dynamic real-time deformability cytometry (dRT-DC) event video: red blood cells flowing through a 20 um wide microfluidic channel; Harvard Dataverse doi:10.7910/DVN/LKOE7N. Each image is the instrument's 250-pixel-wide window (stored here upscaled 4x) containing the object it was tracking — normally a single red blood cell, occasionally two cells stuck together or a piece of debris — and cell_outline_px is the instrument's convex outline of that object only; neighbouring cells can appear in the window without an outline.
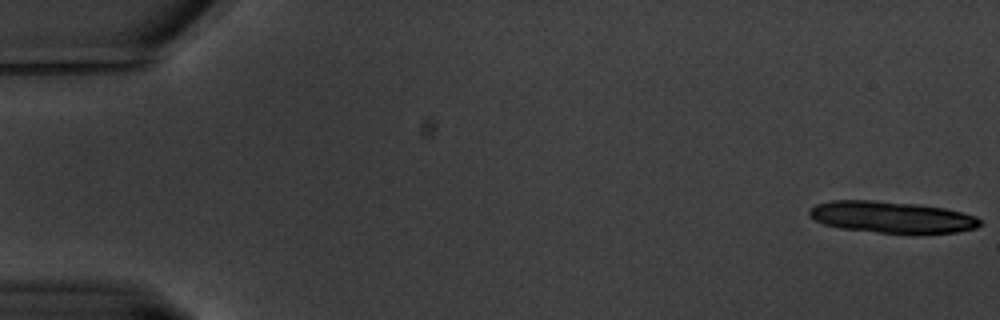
{"species": "common noctule bat (a hibernating species)", "species_latin": "Nyctalus noctula", "temperature_condition": "warm", "stored_images_in_passage": 16, "camera_frame_rate_fps": 3000, "um_per_image_px": 0.085, "animal": {"sex": "male", "body_mass_g": 20.1, "forearm_length_mm": 53.5}, "frame": {"image": 1, "passage_image": 1, "time_ms": 0.0, "image_size_px": [1000, 320], "cell_outline_px": [[980, 224], [976, 228], [956, 232], [876, 232], [840, 228], [824, 224], [808, 216], [808, 208], [816, 204], [832, 200], [876, 200], [916, 204], [944, 208], [976, 216], [980, 220]], "centroid_in_image_um": [75.72, 18.43], "position_along_channel_um": 9.3, "area_um2": 31.04}}